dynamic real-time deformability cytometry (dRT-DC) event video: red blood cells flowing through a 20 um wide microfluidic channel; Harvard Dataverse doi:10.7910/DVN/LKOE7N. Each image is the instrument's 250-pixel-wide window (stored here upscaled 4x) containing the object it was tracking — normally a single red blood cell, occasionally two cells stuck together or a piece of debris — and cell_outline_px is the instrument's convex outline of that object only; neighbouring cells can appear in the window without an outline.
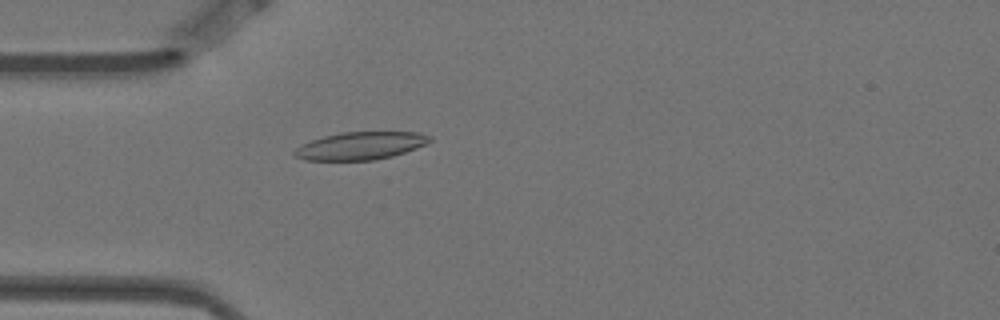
{"species": "Egyptian fruit bat (a non-hibernating species)", "species_latin": "Rousettus aegyptiacus", "temperature_condition": "warm", "stored_images_in_passage": 1, "camera_frame_rate_fps": 3000, "um_per_image_px": 0.085, "animal": {"sex": "female"}, "frame": {"image": 1, "passage_image": 1, "time_ms": 0.0, "image_size_px": [1000, 320], "cell_outline_px": [[432, 140], [416, 148], [392, 156], [376, 160], [304, 160], [292, 156], [292, 152], [300, 144], [324, 136], [340, 132], [420, 132], [432, 136]], "centroid_in_image_um": [30.61, 12.39], "position_along_channel_um": 54.4, "area_um2": 21.96}}